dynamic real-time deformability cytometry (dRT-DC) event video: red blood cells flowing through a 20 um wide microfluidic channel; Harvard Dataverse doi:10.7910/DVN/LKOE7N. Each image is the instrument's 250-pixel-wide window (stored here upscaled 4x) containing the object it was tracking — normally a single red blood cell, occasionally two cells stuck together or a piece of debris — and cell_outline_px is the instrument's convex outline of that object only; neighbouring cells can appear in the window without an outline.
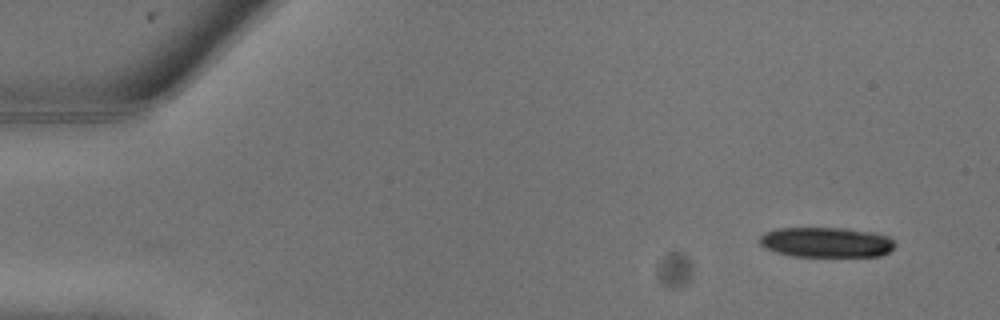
{"species": "common noctule bat (a hibernating species)", "species_latin": "Nyctalus noctula", "temperature_condition": "warm", "stored_images_in_passage": 4, "camera_frame_rate_fps": 3000, "um_per_image_px": 0.085, "animal": {"sex": "male", "body_mass_g": 13.3}, "frame": {"image": 1, "passage_image": 1, "time_ms": 0.0, "image_size_px": [1000, 320], "cell_outline_px": [[896, 244], [888, 252], [880, 256], [792, 256], [776, 252], [764, 248], [760, 244], [760, 236], [764, 232], [776, 228], [848, 228], [876, 232], [888, 236]], "centroid_in_image_um": [70.23, 20.58], "position_along_channel_um": 14.8, "area_um2": 23.93}}